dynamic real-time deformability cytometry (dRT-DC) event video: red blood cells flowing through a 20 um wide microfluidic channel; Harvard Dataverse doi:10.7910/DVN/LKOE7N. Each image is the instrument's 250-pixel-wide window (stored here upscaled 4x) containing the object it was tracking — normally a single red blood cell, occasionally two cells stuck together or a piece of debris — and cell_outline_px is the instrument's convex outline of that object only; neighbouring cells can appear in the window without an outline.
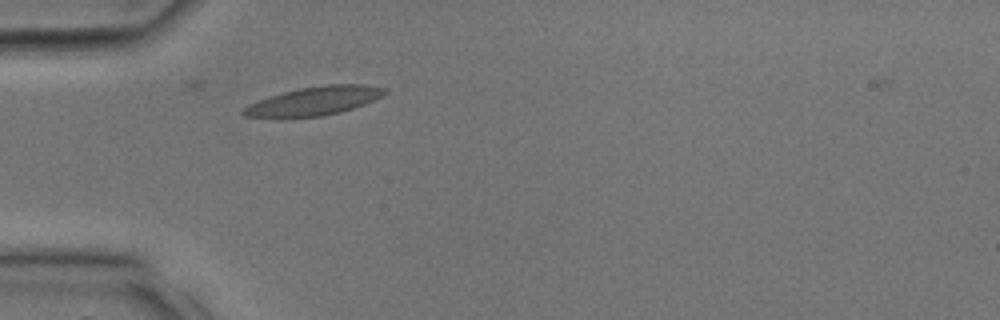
{"species": "common noctule bat (a hibernating species)", "species_latin": "Nyctalus noctula", "temperature_condition": "room temperature", "stored_images_in_passage": 18, "camera_frame_rate_fps": 3000, "um_per_image_px": 0.085, "animal": {"sex": "male", "body_mass_g": 17.9, "forearm_length_mm": 54.2}, "frame": {"image": 1, "passage_image": 1, "time_ms": 0.0, "image_size_px": [1000, 320], "cell_outline_px": [[388, 92], [364, 104], [340, 112], [320, 116], [244, 116], [240, 112], [248, 104], [284, 92], [300, 88], [328, 84], [364, 84], [384, 88]], "centroid_in_image_um": [26.74, 8.56], "position_along_channel_um": 58.3, "area_um2": 22.77}}
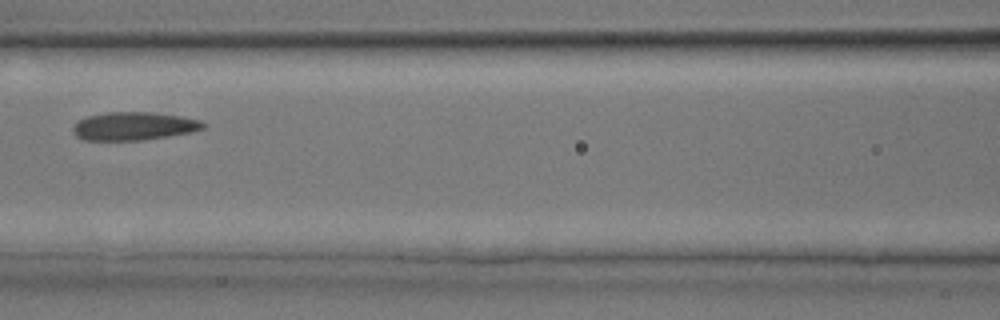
{"frame": {"image": 2, "passage_image": 6, "time_ms": 1.667, "image_size_px": [1000, 320], "cell_outline_px": [[208, 124], [204, 128], [192, 132], [144, 140], [84, 140], [76, 136], [72, 132], [72, 128], [84, 116], [108, 112], [152, 112], [180, 116], [200, 120]], "centroid_in_image_um": [11.38, 10.72], "position_along_channel_um": 155.2, "area_um2": 21.5}}
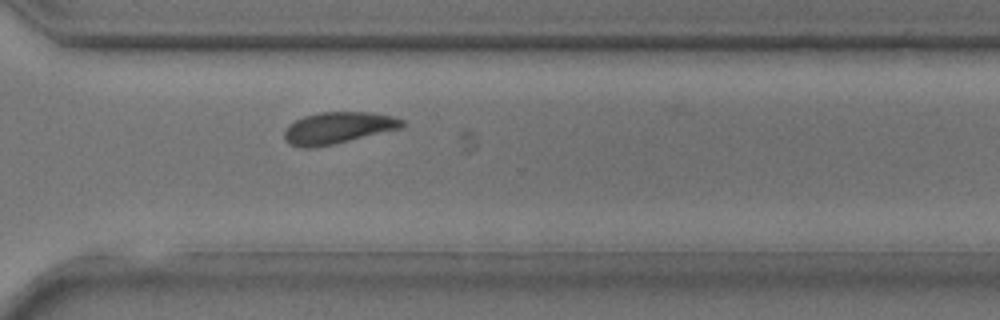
{"frame": {"image": 3, "passage_image": 15, "time_ms": 4.667, "image_size_px": [1000, 320], "cell_outline_px": [[404, 128], [316, 148], [300, 148], [288, 144], [284, 140], [284, 132], [288, 124], [304, 116], [320, 112], [372, 112], [396, 116], [404, 120]], "centroid_in_image_um": [28.74, 10.88], "position_along_channel_um": 341.9, "area_um2": 22.2}}